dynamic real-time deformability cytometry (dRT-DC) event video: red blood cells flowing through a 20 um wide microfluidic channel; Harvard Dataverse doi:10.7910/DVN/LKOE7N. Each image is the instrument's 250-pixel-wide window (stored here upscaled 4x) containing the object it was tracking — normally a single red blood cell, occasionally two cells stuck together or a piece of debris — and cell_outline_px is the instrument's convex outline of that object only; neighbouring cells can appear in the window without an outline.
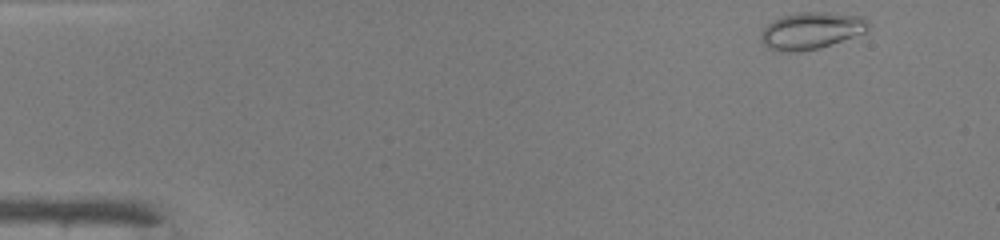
{"species": "common noctule bat (a hibernating species)", "species_latin": "Nyctalus noctula", "temperature_condition": "warm", "stored_images_in_passage": 45, "camera_frame_rate_fps": 3000, "um_per_image_px": 0.085, "animal": {"sex": "male", "body_mass_g": 19.0, "forearm_length_mm": 50.8}, "frame": {"image": 1, "passage_image": 1, "time_ms": 0.0, "image_size_px": [1000, 240], "cell_outline_px": [[868, 28], [864, 32], [820, 48], [800, 52], [780, 52], [768, 48], [760, 40], [760, 32], [772, 20], [780, 16], [800, 12], [828, 12], [864, 16], [868, 20]], "centroid_in_image_um": [68.91, 2.6], "position_along_channel_um": 16.1, "area_um2": 23.29}}
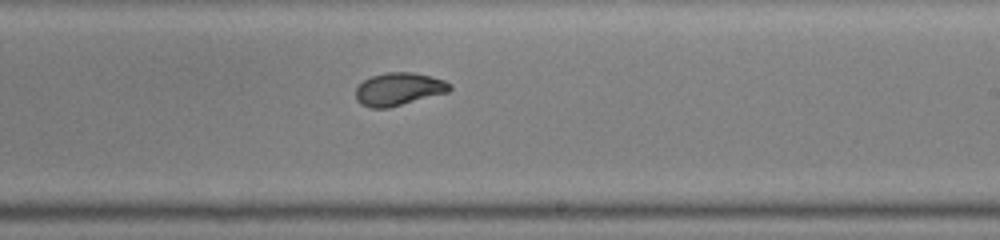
{"frame": {"image": 2, "passage_image": 26, "time_ms": 8.333, "image_size_px": [1000, 240], "cell_outline_px": [[452, 88], [448, 92], [388, 108], [368, 108], [360, 104], [356, 100], [356, 88], [364, 80], [372, 76], [388, 72], [412, 72], [432, 76], [444, 80], [452, 84]], "centroid_in_image_um": [33.89, 7.58], "position_along_channel_um": 255.1, "area_um2": 18.03}}
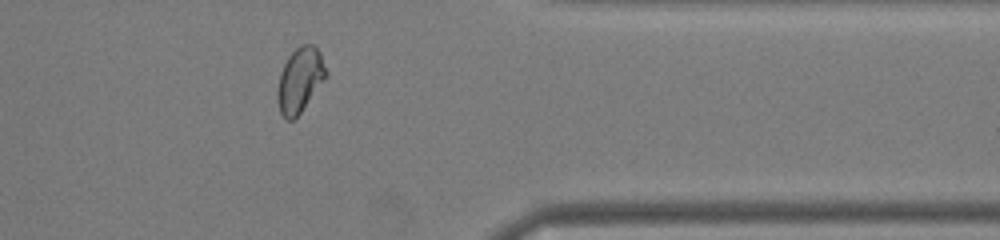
{"frame": {"image": 3, "passage_image": 36, "time_ms": 11.667, "image_size_px": [1000, 240], "cell_outline_px": [[328, 76], [300, 112], [292, 120], [284, 120], [280, 112], [276, 96], [276, 92], [280, 72], [288, 56], [300, 44], [312, 44], [320, 52], [328, 72]], "centroid_in_image_um": [25.49, 6.79], "position_along_channel_um": 385.9, "area_um2": 18.44}, "authors_computed_cell_mechanics": {"area_um2": 19.074, "velocity_mm_per_s": 4.2485, "shape_relaxation_time_tau1_ms": null, "shape_relaxation_time_tau2_ms": 0.7646, "deformation_change_tau1": null, "deformation_change_tau2": 0.0501}}